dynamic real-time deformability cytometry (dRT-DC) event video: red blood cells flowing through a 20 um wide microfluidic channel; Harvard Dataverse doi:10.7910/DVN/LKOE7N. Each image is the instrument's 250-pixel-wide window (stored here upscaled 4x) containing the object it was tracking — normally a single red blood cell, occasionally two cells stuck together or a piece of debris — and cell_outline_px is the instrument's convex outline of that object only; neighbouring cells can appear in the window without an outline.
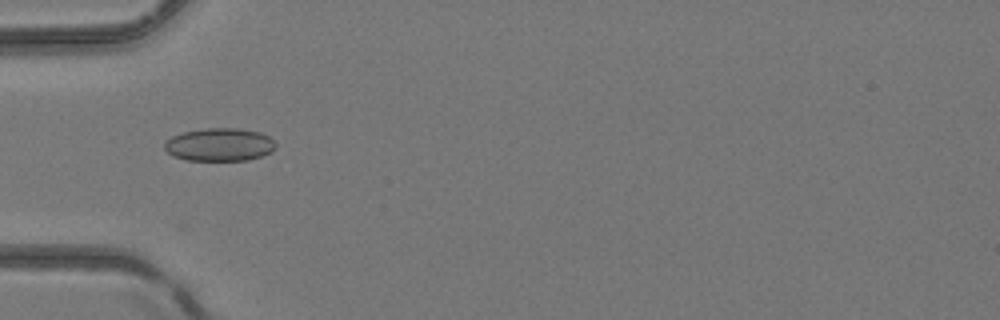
{"species": "common noctule bat (a hibernating species)", "species_latin": "Nyctalus noctula", "temperature_condition": "room temperature", "stored_images_in_passage": 1, "camera_frame_rate_fps": 3000, "um_per_image_px": 0.085, "animal": {"sex": "female", "body_mass_g": 24.6, "forearm_length_mm": 56.2}, "frame": {"image": 1, "passage_image": 1, "time_ms": 0.0, "image_size_px": [1000, 320], "cell_outline_px": [[276, 148], [272, 152], [248, 160], [188, 160], [172, 156], [164, 148], [164, 144], [172, 136], [184, 132], [204, 128], [236, 128], [260, 132], [268, 136], [276, 144]], "centroid_in_image_um": [18.67, 12.29], "position_along_channel_um": 66.3, "area_um2": 21.33}}